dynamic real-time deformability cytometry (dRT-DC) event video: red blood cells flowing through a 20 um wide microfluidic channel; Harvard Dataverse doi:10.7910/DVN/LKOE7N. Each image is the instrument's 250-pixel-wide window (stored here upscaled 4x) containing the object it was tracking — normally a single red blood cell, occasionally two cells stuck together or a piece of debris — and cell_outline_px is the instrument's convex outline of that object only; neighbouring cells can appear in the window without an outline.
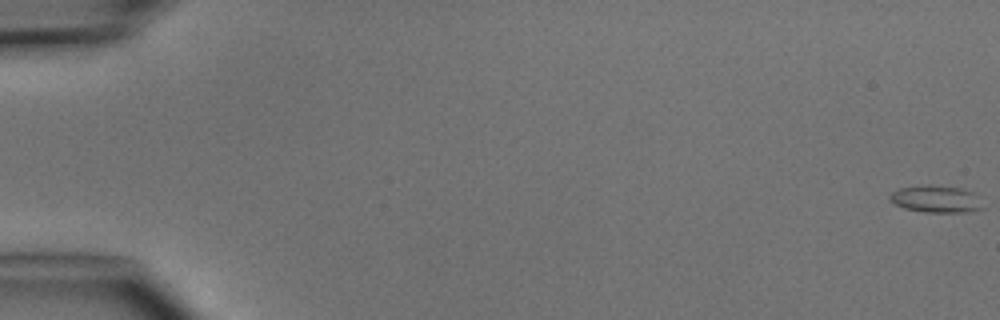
{"species": "common noctule bat (a hibernating species)", "species_latin": "Nyctalus noctula", "temperature_condition": "cold", "stored_images_in_passage": 8, "camera_frame_rate_fps": 3000, "um_per_image_px": 0.085, "animal": {"sex": "male", "body_mass_g": 15.6}, "frame": {"image": 1, "passage_image": 1, "time_ms": 0.0, "image_size_px": [1000, 320], "cell_outline_px": [[984, 208], [968, 212], [924, 212], [904, 208], [896, 204], [888, 196], [892, 192], [900, 188], [924, 184], [932, 184], [960, 188], [976, 192]], "centroid_in_image_um": [79.61, 16.9], "position_along_channel_um": 5.4, "area_um2": 14.85}}
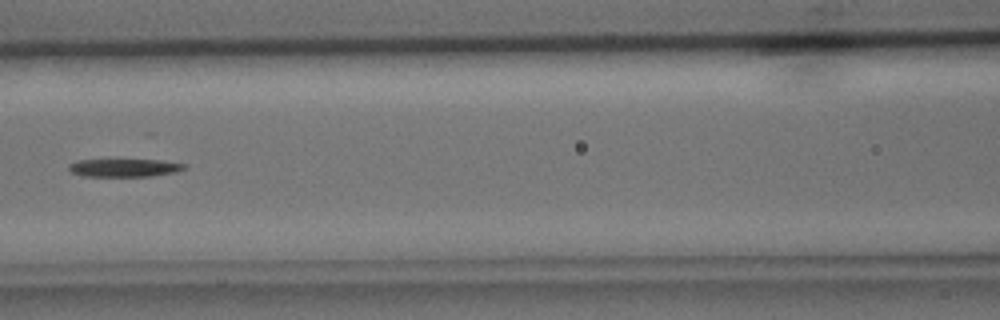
{"frame": {"image": 2, "passage_image": 7, "time_ms": 7.667, "image_size_px": [1000, 320], "cell_outline_px": [[188, 164], [184, 168], [176, 172], [152, 176], [84, 176], [72, 172], [68, 168], [68, 164], [76, 160], [116, 156], [160, 160]], "centroid_in_image_um": [10.52, 14.19], "position_along_channel_um": 156.1, "area_um2": 13.24}}
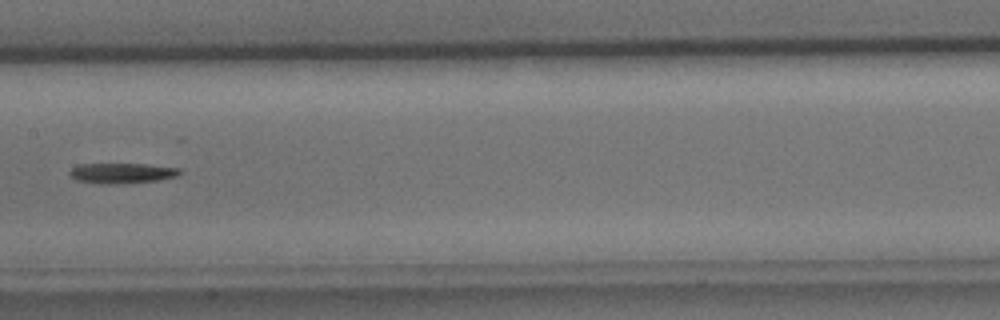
{"frame": {"image": 3, "passage_image": 8, "time_ms": 8.667, "image_size_px": [1000, 320], "cell_outline_px": [[184, 172], [176, 176], [160, 180], [108, 184], [100, 184], [76, 180], [68, 176], [68, 172], [72, 168], [80, 164], [144, 164], [180, 168]], "centroid_in_image_um": [10.34, 14.71], "position_along_channel_um": 197.1, "area_um2": 13.06}}